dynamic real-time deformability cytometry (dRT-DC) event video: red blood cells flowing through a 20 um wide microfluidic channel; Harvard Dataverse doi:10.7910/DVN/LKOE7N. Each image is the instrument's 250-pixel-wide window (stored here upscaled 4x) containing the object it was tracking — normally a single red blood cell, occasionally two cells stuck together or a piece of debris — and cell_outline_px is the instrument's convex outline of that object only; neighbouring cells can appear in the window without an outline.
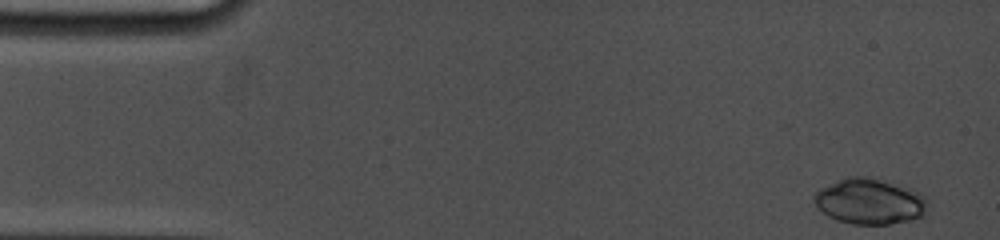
{"species": "common noctule bat (a hibernating species)", "species_latin": "Nyctalus noctula", "temperature_condition": "cold", "stored_images_in_passage": 30, "camera_frame_rate_fps": 5000, "um_per_image_px": 0.085, "animal": {"sex": "female", "body_mass_g": 19.0, "forearm_length_mm": 53.3}, "frame": {"image": 1, "passage_image": 1, "time_ms": 0.0, "image_size_px": [1000, 240], "cell_outline_px": [[928, 200], [924, 212], [920, 216], [908, 220], [888, 224], [852, 224], [836, 220], [828, 216], [816, 204], [812, 196], [820, 188], [848, 176], [864, 176], [912, 188], [920, 192]], "centroid_in_image_um": [73.91, 17.11], "position_along_channel_um": 11.1, "area_um2": 29.94}}
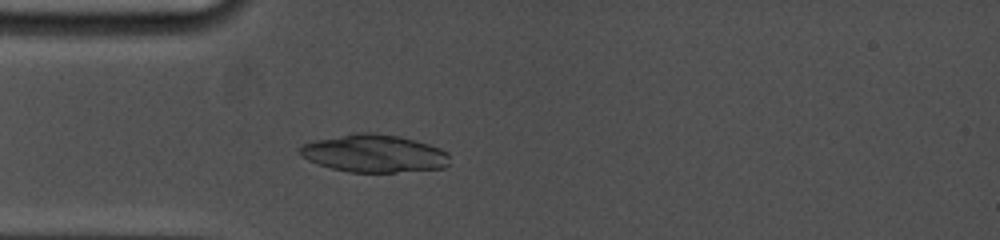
{"frame": {"image": 2, "passage_image": 29, "time_ms": 4.0, "image_size_px": [1000, 240], "cell_outline_px": [[448, 164], [444, 168], [396, 172], [348, 172], [332, 168], [308, 160], [300, 156], [300, 144], [316, 140], [352, 132], [372, 132], [400, 136], [428, 144], [440, 148], [448, 152]], "centroid_in_image_um": [31.78, 13.03], "position_along_channel_um": 53.2, "area_um2": 33.0}}